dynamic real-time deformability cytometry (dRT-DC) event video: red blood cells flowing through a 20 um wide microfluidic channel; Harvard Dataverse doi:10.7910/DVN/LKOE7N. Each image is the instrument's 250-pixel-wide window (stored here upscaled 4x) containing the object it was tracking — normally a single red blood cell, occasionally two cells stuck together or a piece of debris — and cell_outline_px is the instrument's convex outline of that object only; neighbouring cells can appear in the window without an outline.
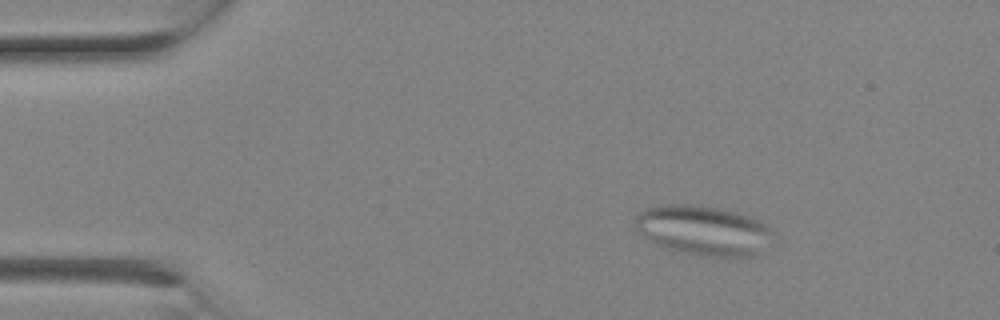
{"species": "Egyptian fruit bat (a non-hibernating species)", "species_latin": "Rousettus aegyptiacus", "temperature_condition": "room temperature", "stored_images_in_passage": 2, "camera_frame_rate_fps": 3000, "um_per_image_px": 0.085, "animal": {"sex": "female"}, "frame": {"image": 1, "passage_image": 1, "time_ms": 0.0, "image_size_px": [1000, 320], "cell_outline_px": [[772, 232], [756, 252], [752, 256], [712, 256], [668, 248], [644, 236], [636, 228], [636, 216], [644, 208], [660, 204], [684, 204], [720, 208], [736, 212], [748, 216], [764, 224]], "centroid_in_image_um": [59.7, 19.53], "position_along_channel_um": 25.3, "area_um2": 38.32}}